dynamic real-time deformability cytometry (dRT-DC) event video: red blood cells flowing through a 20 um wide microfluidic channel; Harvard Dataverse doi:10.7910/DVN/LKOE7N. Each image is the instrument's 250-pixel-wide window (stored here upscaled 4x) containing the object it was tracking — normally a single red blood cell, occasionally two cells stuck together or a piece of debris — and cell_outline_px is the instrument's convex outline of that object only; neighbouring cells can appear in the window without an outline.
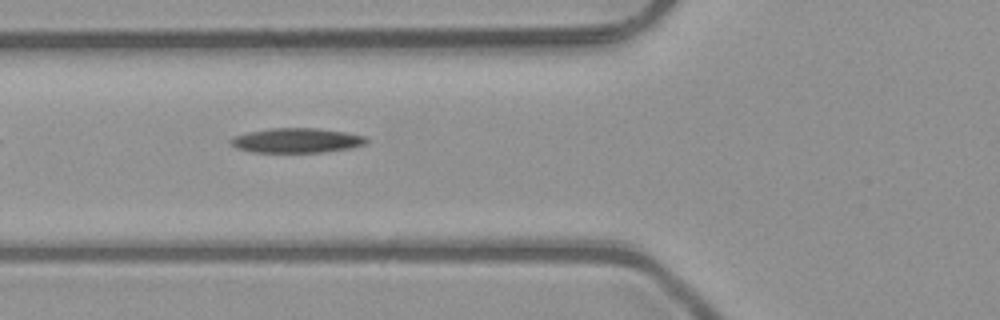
{"species": "common noctule bat (a hibernating species)", "species_latin": "Nyctalus noctula", "temperature_condition": "room temperature", "stored_images_in_passage": 5, "camera_frame_rate_fps": 3000, "um_per_image_px": 0.085, "animal": {"sex": "male", "body_mass_g": 23.1, "forearm_length_mm": 52.7}, "frame": {"image": 1, "passage_image": 3, "time_ms": 0.667, "image_size_px": [1000, 320], "cell_outline_px": [[368, 144], [352, 148], [324, 152], [252, 152], [236, 148], [228, 144], [228, 140], [232, 136], [248, 132], [272, 128], [316, 128], [344, 132], [364, 136], [368, 140]], "centroid_in_image_um": [25.18, 11.94], "position_along_channel_um": 100.6, "area_um2": 19.71}}
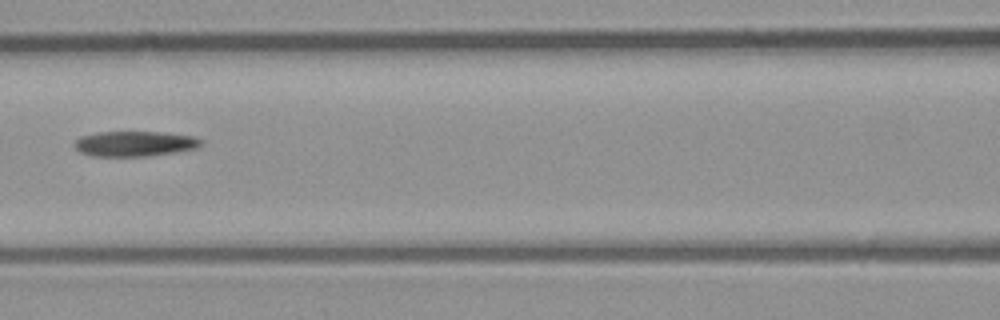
{"frame": {"image": 2, "passage_image": 4, "time_ms": 1.0, "image_size_px": [1000, 320], "cell_outline_px": [[204, 144], [196, 148], [176, 152], [148, 156], [92, 156], [80, 152], [72, 144], [80, 136], [96, 132], [160, 132], [192, 136], [204, 140]], "centroid_in_image_um": [11.45, 12.21], "position_along_channel_um": 155.2, "area_um2": 18.73}}
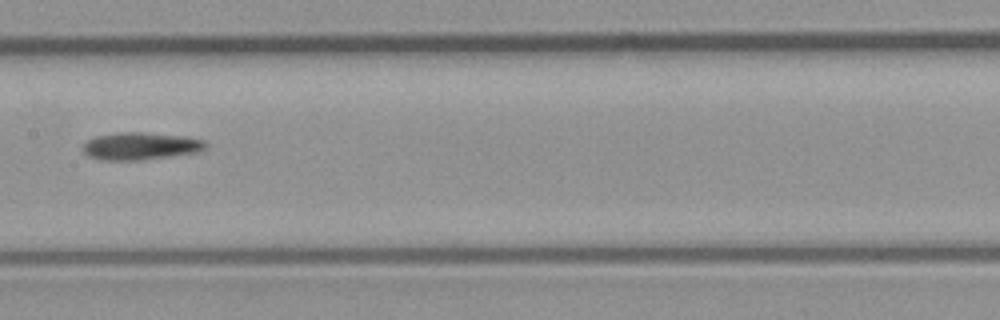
{"frame": {"image": 3, "passage_image": 5, "time_ms": 1.333, "image_size_px": [1000, 320], "cell_outline_px": [[208, 148], [200, 152], [172, 156], [140, 160], [104, 160], [88, 156], [80, 148], [88, 140], [96, 136], [116, 132], [144, 132], [188, 136], [204, 140], [208, 144]], "centroid_in_image_um": [12.0, 12.41], "position_along_channel_um": 195.4, "area_um2": 20.0}}